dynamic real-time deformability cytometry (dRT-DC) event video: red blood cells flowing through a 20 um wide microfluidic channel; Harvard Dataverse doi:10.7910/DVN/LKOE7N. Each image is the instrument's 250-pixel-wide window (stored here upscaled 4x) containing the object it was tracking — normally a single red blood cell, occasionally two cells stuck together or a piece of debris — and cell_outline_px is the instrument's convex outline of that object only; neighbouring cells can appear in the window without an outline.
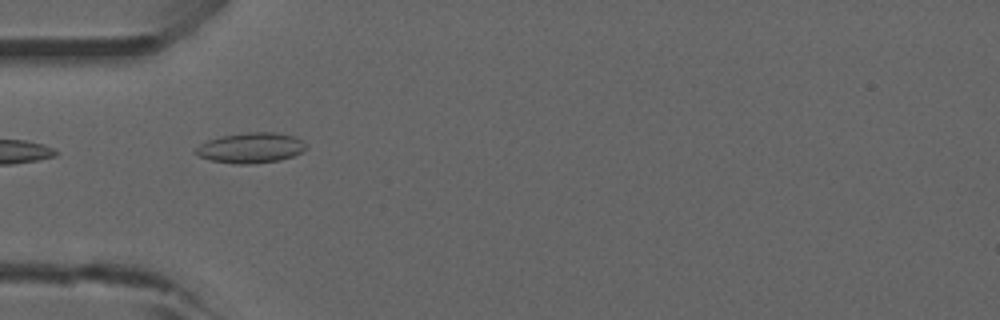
{"species": "common noctule bat (a hibernating species)", "species_latin": "Nyctalus noctula", "temperature_condition": "room temperature", "stored_images_in_passage": 37, "camera_frame_rate_fps": 3000, "um_per_image_px": 0.085, "animal": {"sex": "male", "forearm_length_mm": 52.5}, "frame": {"image": 1, "passage_image": 1, "time_ms": 0.0, "image_size_px": [1000, 320], "cell_outline_px": [[308, 148], [292, 156], [280, 160], [248, 164], [236, 164], [212, 160], [200, 156], [192, 152], [200, 144], [208, 140], [220, 136], [248, 132], [276, 132], [292, 136], [304, 140], [308, 144]], "centroid_in_image_um": [21.34, 12.56], "position_along_channel_um": 63.7, "area_um2": 19.54}, "authors_computed_cell_mechanics": {"area_um2": 16.5308, "velocity_mm_per_s": 3.906, "shape_relaxation_time_tau1_ms": null, "shape_relaxation_time_tau2_ms": 1.7875, "deformation_change_tau1": null, "deformation_change_tau2": 0.072}}